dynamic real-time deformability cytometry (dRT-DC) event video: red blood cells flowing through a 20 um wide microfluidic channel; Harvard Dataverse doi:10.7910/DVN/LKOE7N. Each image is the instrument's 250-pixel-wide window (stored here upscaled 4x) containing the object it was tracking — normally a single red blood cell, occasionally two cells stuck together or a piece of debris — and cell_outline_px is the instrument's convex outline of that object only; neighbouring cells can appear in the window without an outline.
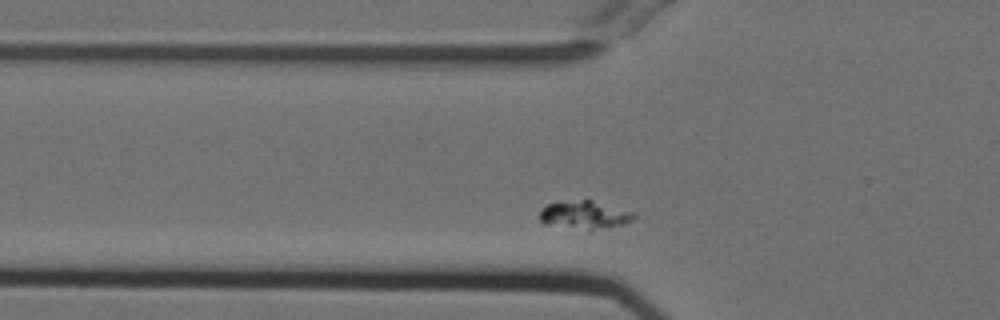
{"species": "Egyptian fruit bat (a non-hibernating species)", "species_latin": "Rousettus aegyptiacus", "temperature_condition": "cold", "stored_images_in_passage": 34, "camera_frame_rate_fps": 3000, "um_per_image_px": 0.085, "animal": {"sex": "female"}, "frame": {"image": 1, "passage_image": 4, "time_ms": 1.0, "image_size_px": [1000, 320], "cell_outline_px": [[636, 216], [632, 220], [624, 224], [608, 228], [592, 228], [544, 224], [540, 220], [540, 212], [548, 204], [584, 200], [592, 200], [636, 212]], "centroid_in_image_um": [49.78, 18.25], "position_along_channel_um": 76.0, "area_um2": 14.8}}
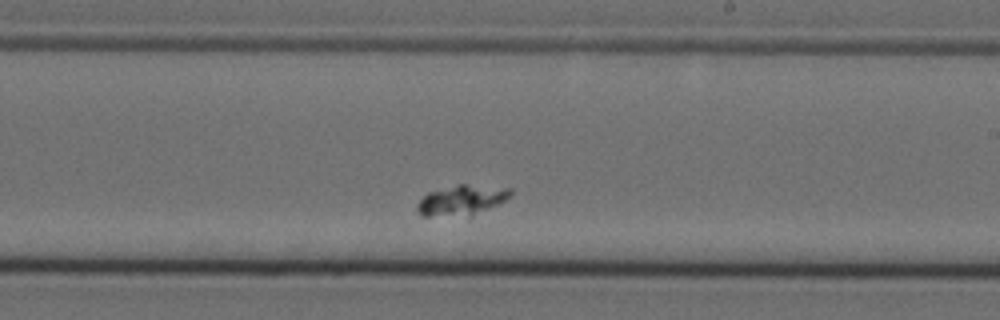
{"frame": {"image": 2, "passage_image": 19, "time_ms": 6.0, "image_size_px": [1000, 320], "cell_outline_px": [[512, 192], [504, 200], [472, 216], [420, 216], [416, 208], [416, 204], [428, 192], [460, 184], [464, 184], [512, 188]], "centroid_in_image_um": [39.2, 17.03], "position_along_channel_um": 249.8, "area_um2": 16.24}}
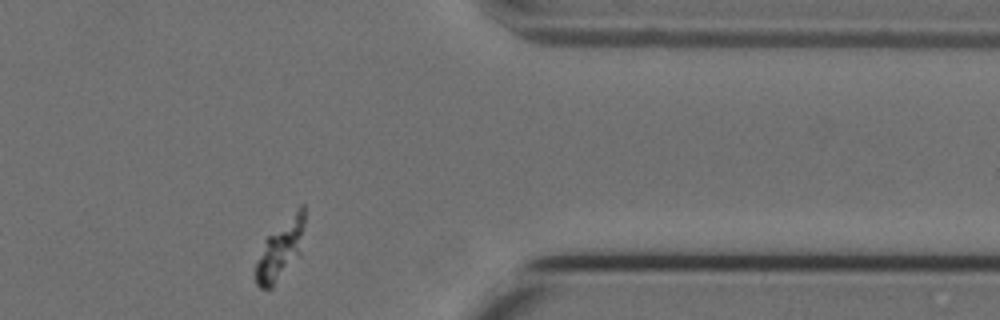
{"frame": {"image": 3, "passage_image": 32, "time_ms": 10.333, "image_size_px": [1000, 320], "cell_outline_px": [[304, 224], [300, 252], [272, 288], [260, 288], [256, 284], [256, 260], [264, 240], [300, 204], [304, 204]], "centroid_in_image_um": [23.82, 21.19], "position_along_channel_um": 387.6, "area_um2": 16.65}}